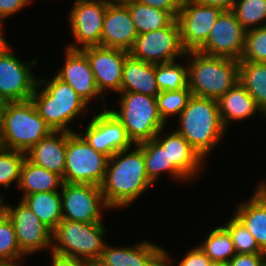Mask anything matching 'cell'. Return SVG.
I'll return each mask as SVG.
<instances>
[{"mask_svg":"<svg viewBox=\"0 0 266 266\" xmlns=\"http://www.w3.org/2000/svg\"><path fill=\"white\" fill-rule=\"evenodd\" d=\"M135 147L134 151L124 149L108 159L100 188L109 209L129 206L153 185L147 177L143 150Z\"/></svg>","mask_w":266,"mask_h":266,"instance_id":"1","label":"cell"},{"mask_svg":"<svg viewBox=\"0 0 266 266\" xmlns=\"http://www.w3.org/2000/svg\"><path fill=\"white\" fill-rule=\"evenodd\" d=\"M182 135L204 160L220 143L226 129L220 118L217 100L193 96L179 115Z\"/></svg>","mask_w":266,"mask_h":266,"instance_id":"2","label":"cell"},{"mask_svg":"<svg viewBox=\"0 0 266 266\" xmlns=\"http://www.w3.org/2000/svg\"><path fill=\"white\" fill-rule=\"evenodd\" d=\"M187 56L193 58L186 66L188 88L193 96L218 101L239 82L237 60L210 56L199 51H188Z\"/></svg>","mask_w":266,"mask_h":266,"instance_id":"3","label":"cell"},{"mask_svg":"<svg viewBox=\"0 0 266 266\" xmlns=\"http://www.w3.org/2000/svg\"><path fill=\"white\" fill-rule=\"evenodd\" d=\"M52 131L31 99L8 102L0 120V147L26 153Z\"/></svg>","mask_w":266,"mask_h":266,"instance_id":"4","label":"cell"},{"mask_svg":"<svg viewBox=\"0 0 266 266\" xmlns=\"http://www.w3.org/2000/svg\"><path fill=\"white\" fill-rule=\"evenodd\" d=\"M31 100L53 131L75 132L69 129V123L88 108V103L56 76L51 80L39 78Z\"/></svg>","mask_w":266,"mask_h":266,"instance_id":"5","label":"cell"},{"mask_svg":"<svg viewBox=\"0 0 266 266\" xmlns=\"http://www.w3.org/2000/svg\"><path fill=\"white\" fill-rule=\"evenodd\" d=\"M120 110L109 111L122 123L134 145L154 139L166 128L161 119L156 97L137 92H120Z\"/></svg>","mask_w":266,"mask_h":266,"instance_id":"6","label":"cell"},{"mask_svg":"<svg viewBox=\"0 0 266 266\" xmlns=\"http://www.w3.org/2000/svg\"><path fill=\"white\" fill-rule=\"evenodd\" d=\"M102 223L62 219L52 231L51 252L81 259L101 258L107 244L103 237L106 229Z\"/></svg>","mask_w":266,"mask_h":266,"instance_id":"7","label":"cell"},{"mask_svg":"<svg viewBox=\"0 0 266 266\" xmlns=\"http://www.w3.org/2000/svg\"><path fill=\"white\" fill-rule=\"evenodd\" d=\"M109 157L96 151L81 133L66 132L63 183L101 186Z\"/></svg>","mask_w":266,"mask_h":266,"instance_id":"8","label":"cell"},{"mask_svg":"<svg viewBox=\"0 0 266 266\" xmlns=\"http://www.w3.org/2000/svg\"><path fill=\"white\" fill-rule=\"evenodd\" d=\"M181 43L180 27L175 19L168 27L137 35L129 54L153 64L175 61L186 55Z\"/></svg>","mask_w":266,"mask_h":266,"instance_id":"9","label":"cell"},{"mask_svg":"<svg viewBox=\"0 0 266 266\" xmlns=\"http://www.w3.org/2000/svg\"><path fill=\"white\" fill-rule=\"evenodd\" d=\"M63 219L74 222H102V209H109L101 188L90 184L63 183L61 190Z\"/></svg>","mask_w":266,"mask_h":266,"instance_id":"10","label":"cell"},{"mask_svg":"<svg viewBox=\"0 0 266 266\" xmlns=\"http://www.w3.org/2000/svg\"><path fill=\"white\" fill-rule=\"evenodd\" d=\"M223 11L216 7L183 0L177 16L181 43L188 51H198L208 39L211 29Z\"/></svg>","mask_w":266,"mask_h":266,"instance_id":"11","label":"cell"},{"mask_svg":"<svg viewBox=\"0 0 266 266\" xmlns=\"http://www.w3.org/2000/svg\"><path fill=\"white\" fill-rule=\"evenodd\" d=\"M106 10V0H75L68 16L75 42L81 46L71 44L67 48L100 46Z\"/></svg>","mask_w":266,"mask_h":266,"instance_id":"12","label":"cell"},{"mask_svg":"<svg viewBox=\"0 0 266 266\" xmlns=\"http://www.w3.org/2000/svg\"><path fill=\"white\" fill-rule=\"evenodd\" d=\"M0 207L12 221L20 250L25 254L52 247V231L20 200L13 208L0 201Z\"/></svg>","mask_w":266,"mask_h":266,"instance_id":"13","label":"cell"},{"mask_svg":"<svg viewBox=\"0 0 266 266\" xmlns=\"http://www.w3.org/2000/svg\"><path fill=\"white\" fill-rule=\"evenodd\" d=\"M36 63H23L10 48L0 54V95L8 102L30 100L38 83L32 73Z\"/></svg>","mask_w":266,"mask_h":266,"instance_id":"14","label":"cell"},{"mask_svg":"<svg viewBox=\"0 0 266 266\" xmlns=\"http://www.w3.org/2000/svg\"><path fill=\"white\" fill-rule=\"evenodd\" d=\"M246 30L232 11H223L217 18L205 44L199 52L239 61L245 48Z\"/></svg>","mask_w":266,"mask_h":266,"instance_id":"15","label":"cell"},{"mask_svg":"<svg viewBox=\"0 0 266 266\" xmlns=\"http://www.w3.org/2000/svg\"><path fill=\"white\" fill-rule=\"evenodd\" d=\"M93 114L82 137L96 151L110 158L118 151L134 145L122 123L108 109L97 115Z\"/></svg>","mask_w":266,"mask_h":266,"instance_id":"16","label":"cell"},{"mask_svg":"<svg viewBox=\"0 0 266 266\" xmlns=\"http://www.w3.org/2000/svg\"><path fill=\"white\" fill-rule=\"evenodd\" d=\"M87 56L102 99L104 91L121 92L122 72L128 51L118 48L89 46L81 49Z\"/></svg>","mask_w":266,"mask_h":266,"instance_id":"17","label":"cell"},{"mask_svg":"<svg viewBox=\"0 0 266 266\" xmlns=\"http://www.w3.org/2000/svg\"><path fill=\"white\" fill-rule=\"evenodd\" d=\"M137 35L128 7L123 2L107 1L100 46L129 52Z\"/></svg>","mask_w":266,"mask_h":266,"instance_id":"18","label":"cell"},{"mask_svg":"<svg viewBox=\"0 0 266 266\" xmlns=\"http://www.w3.org/2000/svg\"><path fill=\"white\" fill-rule=\"evenodd\" d=\"M65 64L56 77L70 85L88 104L101 95L86 54L81 49L66 47Z\"/></svg>","mask_w":266,"mask_h":266,"instance_id":"19","label":"cell"},{"mask_svg":"<svg viewBox=\"0 0 266 266\" xmlns=\"http://www.w3.org/2000/svg\"><path fill=\"white\" fill-rule=\"evenodd\" d=\"M101 258L109 266H158L164 259V248L147 241L122 248L106 244Z\"/></svg>","mask_w":266,"mask_h":266,"instance_id":"20","label":"cell"},{"mask_svg":"<svg viewBox=\"0 0 266 266\" xmlns=\"http://www.w3.org/2000/svg\"><path fill=\"white\" fill-rule=\"evenodd\" d=\"M161 131L163 130H160L154 139L166 150L168 162H172L188 180H192L194 176H197L198 171V174L200 173L201 165L205 160L176 130L164 138L160 136Z\"/></svg>","mask_w":266,"mask_h":266,"instance_id":"21","label":"cell"},{"mask_svg":"<svg viewBox=\"0 0 266 266\" xmlns=\"http://www.w3.org/2000/svg\"><path fill=\"white\" fill-rule=\"evenodd\" d=\"M66 155V132L52 131L26 152V158L63 179Z\"/></svg>","mask_w":266,"mask_h":266,"instance_id":"22","label":"cell"},{"mask_svg":"<svg viewBox=\"0 0 266 266\" xmlns=\"http://www.w3.org/2000/svg\"><path fill=\"white\" fill-rule=\"evenodd\" d=\"M253 196L239 203L234 213L255 237L260 249L266 253V183H258Z\"/></svg>","mask_w":266,"mask_h":266,"instance_id":"23","label":"cell"},{"mask_svg":"<svg viewBox=\"0 0 266 266\" xmlns=\"http://www.w3.org/2000/svg\"><path fill=\"white\" fill-rule=\"evenodd\" d=\"M121 92H137L157 97L160 90L155 76V64L129 55L123 66Z\"/></svg>","mask_w":266,"mask_h":266,"instance_id":"24","label":"cell"},{"mask_svg":"<svg viewBox=\"0 0 266 266\" xmlns=\"http://www.w3.org/2000/svg\"><path fill=\"white\" fill-rule=\"evenodd\" d=\"M218 103L221 122L225 129L227 128L230 120L240 121L248 119L257 113L256 111L265 115L240 82L228 90L218 100Z\"/></svg>","mask_w":266,"mask_h":266,"instance_id":"25","label":"cell"},{"mask_svg":"<svg viewBox=\"0 0 266 266\" xmlns=\"http://www.w3.org/2000/svg\"><path fill=\"white\" fill-rule=\"evenodd\" d=\"M63 179L57 173L30 162L25 158L21 171L18 188L24 190L22 198L37 192H54L62 187Z\"/></svg>","mask_w":266,"mask_h":266,"instance_id":"26","label":"cell"},{"mask_svg":"<svg viewBox=\"0 0 266 266\" xmlns=\"http://www.w3.org/2000/svg\"><path fill=\"white\" fill-rule=\"evenodd\" d=\"M21 200L51 231L63 219L61 193L59 191L37 192L26 195Z\"/></svg>","mask_w":266,"mask_h":266,"instance_id":"27","label":"cell"},{"mask_svg":"<svg viewBox=\"0 0 266 266\" xmlns=\"http://www.w3.org/2000/svg\"><path fill=\"white\" fill-rule=\"evenodd\" d=\"M129 9L136 31L148 33L168 27L176 18L168 11L131 0L122 1Z\"/></svg>","mask_w":266,"mask_h":266,"instance_id":"28","label":"cell"},{"mask_svg":"<svg viewBox=\"0 0 266 266\" xmlns=\"http://www.w3.org/2000/svg\"><path fill=\"white\" fill-rule=\"evenodd\" d=\"M239 82L266 117V63L238 61Z\"/></svg>","mask_w":266,"mask_h":266,"instance_id":"29","label":"cell"},{"mask_svg":"<svg viewBox=\"0 0 266 266\" xmlns=\"http://www.w3.org/2000/svg\"><path fill=\"white\" fill-rule=\"evenodd\" d=\"M137 145L143 150L147 177L153 184L164 171L176 180H187L172 162H168L166 150L155 139Z\"/></svg>","mask_w":266,"mask_h":266,"instance_id":"30","label":"cell"},{"mask_svg":"<svg viewBox=\"0 0 266 266\" xmlns=\"http://www.w3.org/2000/svg\"><path fill=\"white\" fill-rule=\"evenodd\" d=\"M199 247L212 263L227 264L237 254L232 237L224 226L213 229Z\"/></svg>","mask_w":266,"mask_h":266,"instance_id":"31","label":"cell"},{"mask_svg":"<svg viewBox=\"0 0 266 266\" xmlns=\"http://www.w3.org/2000/svg\"><path fill=\"white\" fill-rule=\"evenodd\" d=\"M175 62L155 64V76L160 92L188 88L187 68Z\"/></svg>","mask_w":266,"mask_h":266,"instance_id":"32","label":"cell"},{"mask_svg":"<svg viewBox=\"0 0 266 266\" xmlns=\"http://www.w3.org/2000/svg\"><path fill=\"white\" fill-rule=\"evenodd\" d=\"M231 11L246 31L266 25V0H236Z\"/></svg>","mask_w":266,"mask_h":266,"instance_id":"33","label":"cell"},{"mask_svg":"<svg viewBox=\"0 0 266 266\" xmlns=\"http://www.w3.org/2000/svg\"><path fill=\"white\" fill-rule=\"evenodd\" d=\"M25 255L18 245L12 221L0 207V261L21 260Z\"/></svg>","mask_w":266,"mask_h":266,"instance_id":"34","label":"cell"},{"mask_svg":"<svg viewBox=\"0 0 266 266\" xmlns=\"http://www.w3.org/2000/svg\"><path fill=\"white\" fill-rule=\"evenodd\" d=\"M229 231L237 254L264 253L256 242L255 237L248 231L243 222L236 216L224 224Z\"/></svg>","mask_w":266,"mask_h":266,"instance_id":"35","label":"cell"},{"mask_svg":"<svg viewBox=\"0 0 266 266\" xmlns=\"http://www.w3.org/2000/svg\"><path fill=\"white\" fill-rule=\"evenodd\" d=\"M192 97V92L189 88H182L177 91H162L157 99L158 112L164 123L168 120V116L180 115L183 109L188 104L189 99Z\"/></svg>","mask_w":266,"mask_h":266,"instance_id":"36","label":"cell"},{"mask_svg":"<svg viewBox=\"0 0 266 266\" xmlns=\"http://www.w3.org/2000/svg\"><path fill=\"white\" fill-rule=\"evenodd\" d=\"M25 158V152L0 147V186L8 188L14 181H17L16 185L18 186Z\"/></svg>","mask_w":266,"mask_h":266,"instance_id":"37","label":"cell"},{"mask_svg":"<svg viewBox=\"0 0 266 266\" xmlns=\"http://www.w3.org/2000/svg\"><path fill=\"white\" fill-rule=\"evenodd\" d=\"M239 61L266 63V25L246 31L245 48Z\"/></svg>","mask_w":266,"mask_h":266,"instance_id":"38","label":"cell"},{"mask_svg":"<svg viewBox=\"0 0 266 266\" xmlns=\"http://www.w3.org/2000/svg\"><path fill=\"white\" fill-rule=\"evenodd\" d=\"M211 259L197 246L186 253L184 259L178 262V266H211Z\"/></svg>","mask_w":266,"mask_h":266,"instance_id":"39","label":"cell"},{"mask_svg":"<svg viewBox=\"0 0 266 266\" xmlns=\"http://www.w3.org/2000/svg\"><path fill=\"white\" fill-rule=\"evenodd\" d=\"M131 1L140 2L154 8H159L164 11H168L175 18H177L178 13L182 7L183 0H131Z\"/></svg>","mask_w":266,"mask_h":266,"instance_id":"40","label":"cell"},{"mask_svg":"<svg viewBox=\"0 0 266 266\" xmlns=\"http://www.w3.org/2000/svg\"><path fill=\"white\" fill-rule=\"evenodd\" d=\"M266 253L236 254L228 263V266H262Z\"/></svg>","mask_w":266,"mask_h":266,"instance_id":"41","label":"cell"},{"mask_svg":"<svg viewBox=\"0 0 266 266\" xmlns=\"http://www.w3.org/2000/svg\"><path fill=\"white\" fill-rule=\"evenodd\" d=\"M33 0H0V20L6 19L10 15L19 12L25 5Z\"/></svg>","mask_w":266,"mask_h":266,"instance_id":"42","label":"cell"},{"mask_svg":"<svg viewBox=\"0 0 266 266\" xmlns=\"http://www.w3.org/2000/svg\"><path fill=\"white\" fill-rule=\"evenodd\" d=\"M50 254L52 255L51 266H84V259L67 257L52 252Z\"/></svg>","mask_w":266,"mask_h":266,"instance_id":"43","label":"cell"},{"mask_svg":"<svg viewBox=\"0 0 266 266\" xmlns=\"http://www.w3.org/2000/svg\"><path fill=\"white\" fill-rule=\"evenodd\" d=\"M199 4L216 7L222 11H231L236 0H193Z\"/></svg>","mask_w":266,"mask_h":266,"instance_id":"44","label":"cell"},{"mask_svg":"<svg viewBox=\"0 0 266 266\" xmlns=\"http://www.w3.org/2000/svg\"><path fill=\"white\" fill-rule=\"evenodd\" d=\"M84 266H109L102 258L84 259Z\"/></svg>","mask_w":266,"mask_h":266,"instance_id":"45","label":"cell"},{"mask_svg":"<svg viewBox=\"0 0 266 266\" xmlns=\"http://www.w3.org/2000/svg\"><path fill=\"white\" fill-rule=\"evenodd\" d=\"M3 23H0V54L6 52L10 47L7 44V41L5 40V37L3 36V29H2Z\"/></svg>","mask_w":266,"mask_h":266,"instance_id":"46","label":"cell"},{"mask_svg":"<svg viewBox=\"0 0 266 266\" xmlns=\"http://www.w3.org/2000/svg\"><path fill=\"white\" fill-rule=\"evenodd\" d=\"M166 251L167 250L164 251V259H163V261L158 266H173L172 264H170V258L168 256L169 254H167Z\"/></svg>","mask_w":266,"mask_h":266,"instance_id":"47","label":"cell"},{"mask_svg":"<svg viewBox=\"0 0 266 266\" xmlns=\"http://www.w3.org/2000/svg\"><path fill=\"white\" fill-rule=\"evenodd\" d=\"M7 103L8 101L0 95V120Z\"/></svg>","mask_w":266,"mask_h":266,"instance_id":"48","label":"cell"},{"mask_svg":"<svg viewBox=\"0 0 266 266\" xmlns=\"http://www.w3.org/2000/svg\"><path fill=\"white\" fill-rule=\"evenodd\" d=\"M18 261H20V260H15V261H0V266H20L18 264Z\"/></svg>","mask_w":266,"mask_h":266,"instance_id":"49","label":"cell"},{"mask_svg":"<svg viewBox=\"0 0 266 266\" xmlns=\"http://www.w3.org/2000/svg\"><path fill=\"white\" fill-rule=\"evenodd\" d=\"M211 266H228V265L222 263H213Z\"/></svg>","mask_w":266,"mask_h":266,"instance_id":"50","label":"cell"},{"mask_svg":"<svg viewBox=\"0 0 266 266\" xmlns=\"http://www.w3.org/2000/svg\"><path fill=\"white\" fill-rule=\"evenodd\" d=\"M106 1H109V2H122L124 0H106Z\"/></svg>","mask_w":266,"mask_h":266,"instance_id":"51","label":"cell"},{"mask_svg":"<svg viewBox=\"0 0 266 266\" xmlns=\"http://www.w3.org/2000/svg\"><path fill=\"white\" fill-rule=\"evenodd\" d=\"M262 266H266V256L264 257V260L262 262Z\"/></svg>","mask_w":266,"mask_h":266,"instance_id":"52","label":"cell"},{"mask_svg":"<svg viewBox=\"0 0 266 266\" xmlns=\"http://www.w3.org/2000/svg\"><path fill=\"white\" fill-rule=\"evenodd\" d=\"M3 200L4 201V198L2 197V195L0 196V201Z\"/></svg>","mask_w":266,"mask_h":266,"instance_id":"53","label":"cell"}]
</instances>
